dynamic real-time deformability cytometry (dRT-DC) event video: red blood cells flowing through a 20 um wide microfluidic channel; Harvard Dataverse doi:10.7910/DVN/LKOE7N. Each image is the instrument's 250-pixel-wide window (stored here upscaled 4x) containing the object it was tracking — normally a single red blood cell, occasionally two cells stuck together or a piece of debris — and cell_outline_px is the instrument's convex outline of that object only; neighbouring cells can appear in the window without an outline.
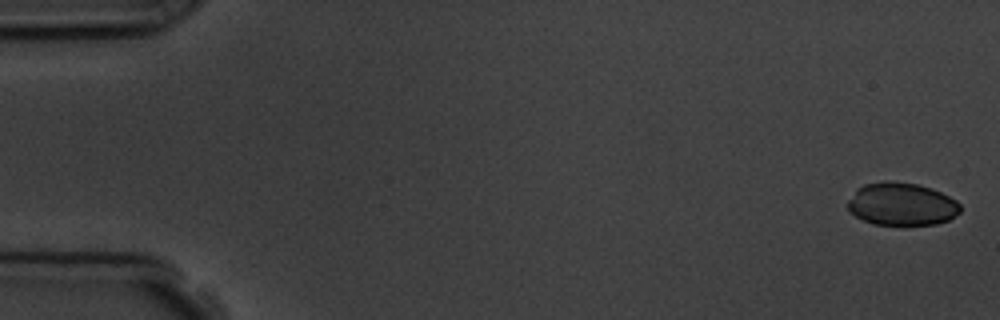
{"species": "common noctule bat (a hibernating species)", "species_latin": "Nyctalus noctula", "temperature_condition": "room temperature", "stored_images_in_passage": 5, "camera_frame_rate_fps": 3000, "um_per_image_px": 0.085, "animal": {"sex": "male", "body_mass_g": 19.5, "forearm_length_mm": 54.6}, "frame": {"image": 1, "passage_image": 1, "time_ms": 0.0, "image_size_px": [1000, 320], "cell_outline_px": [[960, 212], [948, 220], [936, 224], [904, 228], [872, 224], [848, 212], [848, 200], [856, 188], [864, 184], [884, 180], [888, 180], [916, 184], [940, 192], [956, 200], [960, 204]], "centroid_in_image_um": [76.61, 17.4], "position_along_channel_um": 8.4, "area_um2": 28.9}}